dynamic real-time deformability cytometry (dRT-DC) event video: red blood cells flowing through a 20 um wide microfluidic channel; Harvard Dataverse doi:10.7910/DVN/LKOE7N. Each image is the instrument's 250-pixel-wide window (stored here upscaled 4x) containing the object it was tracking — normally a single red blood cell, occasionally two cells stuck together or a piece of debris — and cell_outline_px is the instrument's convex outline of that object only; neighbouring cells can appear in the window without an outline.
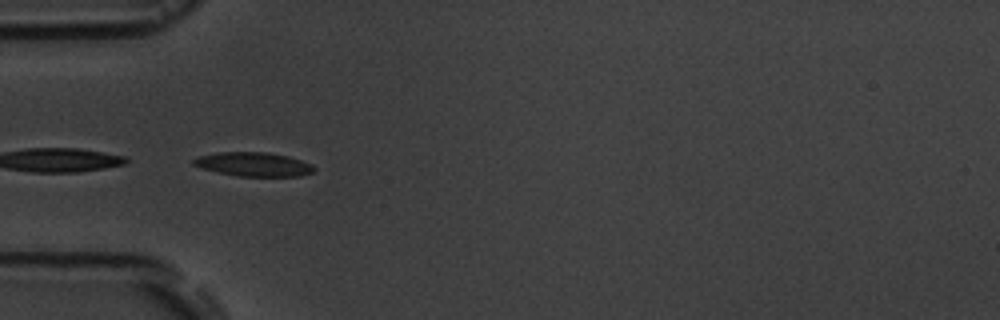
{"species": "common noctule bat (a hibernating species)", "species_latin": "Nyctalus noctula", "temperature_condition": "room temperature", "stored_images_in_passage": 7, "segment_of_instrument_passage": [2, 2], "camera_frame_rate_fps": 3000, "um_per_image_px": 0.085, "animal": {"sex": "male", "body_mass_g": 19.5, "forearm_length_mm": 54.6}, "frame": {"image": 1, "passage_image": 6, "time_ms": 5.667, "image_size_px": [1000, 320], "cell_outline_px": [[316, 168], [312, 172], [300, 176], [240, 176], [220, 172], [204, 168], [192, 164], [192, 160], [196, 156], [216, 152], [268, 152], [288, 156], [312, 164]], "centroid_in_image_um": [21.56, 13.95], "position_along_channel_um": 63.4, "area_um2": 16.76}}